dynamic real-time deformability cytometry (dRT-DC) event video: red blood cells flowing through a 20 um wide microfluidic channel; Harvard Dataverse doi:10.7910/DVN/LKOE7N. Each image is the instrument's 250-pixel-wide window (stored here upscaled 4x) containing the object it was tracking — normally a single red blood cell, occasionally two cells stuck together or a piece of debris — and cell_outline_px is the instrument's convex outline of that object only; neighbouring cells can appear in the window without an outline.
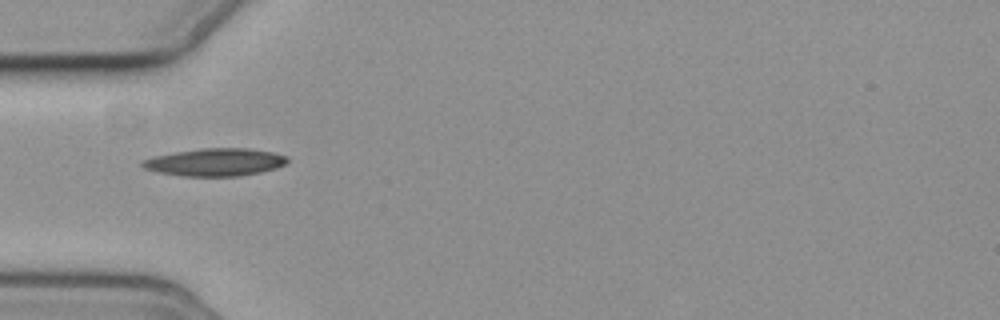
{"species": "common noctule bat (a hibernating species)", "species_latin": "Nyctalus noctula", "temperature_condition": "cold", "stored_images_in_passage": 11, "camera_frame_rate_fps": 3000, "um_per_image_px": 0.085, "animal": {"sex": "female", "body_mass_g": 19.3, "forearm_length_mm": 54.1}, "frame": {"image": 1, "passage_image": 1, "time_ms": 0.0, "image_size_px": [1000, 320], "cell_outline_px": [[288, 164], [276, 168], [260, 172], [240, 176], [180, 176], [160, 172], [144, 168], [140, 164], [140, 160], [156, 156], [176, 152], [200, 148], [248, 148], [272, 152], [288, 156]], "centroid_in_image_um": [18.32, 13.78], "position_along_channel_um": 66.7, "area_um2": 23.41}}
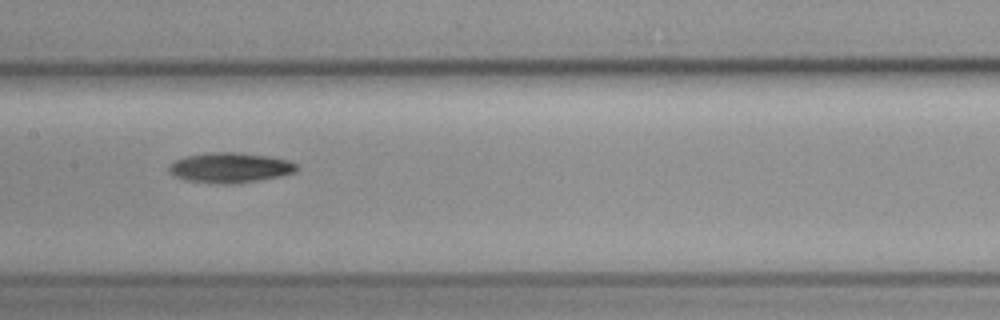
{"frame": {"image": 2, "passage_image": 4, "time_ms": 3.333, "image_size_px": [1000, 320], "cell_outline_px": [[296, 168], [292, 172], [280, 176], [256, 180], [228, 184], [224, 184], [188, 180], [172, 176], [168, 172], [168, 164], [176, 160], [188, 156], [212, 152], [236, 152], [268, 156], [288, 160], [296, 164]], "centroid_in_image_um": [19.49, 14.24], "position_along_channel_um": 187.9, "area_um2": 22.02}}
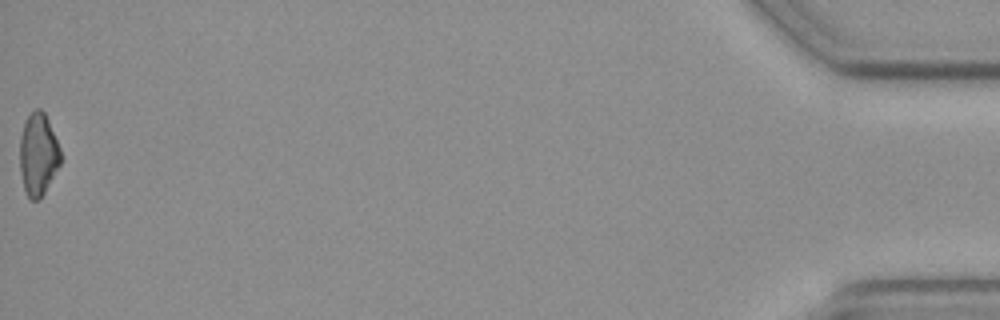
{"frame": {"image": 3, "passage_image": 11, "time_ms": 13.0, "image_size_px": [1000, 320], "cell_outline_px": [[60, 164], [40, 200], [32, 200], [28, 196], [24, 188], [20, 172], [20, 136], [24, 124], [28, 116], [36, 108], [40, 108], [44, 112], [48, 120], [60, 148]], "centroid_in_image_um": [3.24, 13.13], "position_along_channel_um": 432.0, "area_um2": 19.36}}